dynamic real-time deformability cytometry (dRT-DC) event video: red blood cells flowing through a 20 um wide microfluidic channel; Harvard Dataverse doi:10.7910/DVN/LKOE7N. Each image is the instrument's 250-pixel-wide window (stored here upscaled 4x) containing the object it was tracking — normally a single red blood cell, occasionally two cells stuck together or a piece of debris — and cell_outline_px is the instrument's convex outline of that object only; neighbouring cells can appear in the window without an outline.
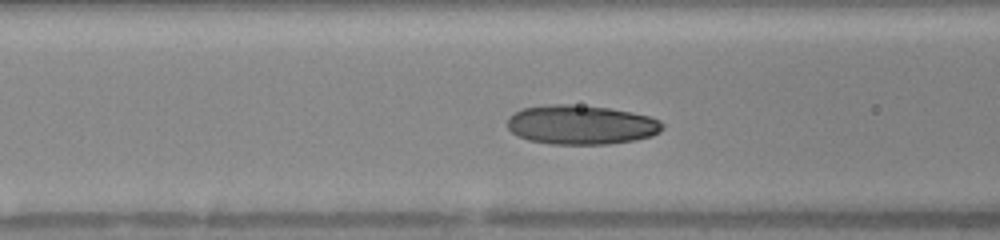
{"species": "human", "species_latin": "Homo sapiens", "temperature_condition": "warm", "stored_images_in_passage": 37, "camera_frame_rate_fps": 3000, "um_per_image_px": 0.085, "donor": {"sex": "female"}, "frame": {"image": 1, "passage_image": 14, "time_ms": 4.333, "image_size_px": [1000, 240], "cell_outline_px": [[664, 128], [660, 132], [652, 136], [636, 140], [608, 144], [552, 144], [528, 140], [516, 136], [508, 128], [508, 116], [524, 108], [552, 104], [572, 104], [608, 108], [632, 112], [648, 116], [660, 120], [664, 124]], "centroid_in_image_um": [49.41, 10.61], "position_along_channel_um": 117.2, "area_um2": 35.66}}
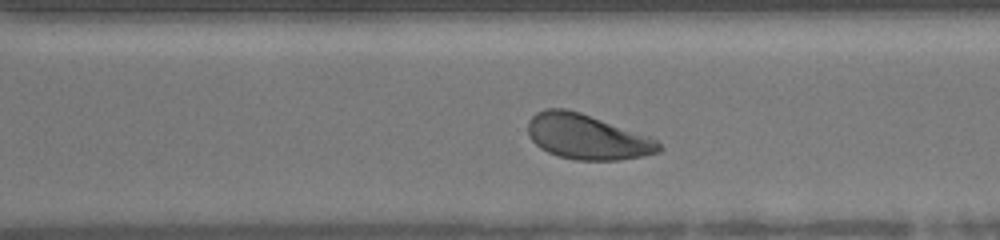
{"frame": {"image": 2, "passage_image": 29, "time_ms": 9.333, "image_size_px": [1000, 240], "cell_outline_px": [[664, 148], [660, 152], [644, 156], [616, 160], [576, 160], [556, 156], [540, 148], [528, 136], [528, 120], [536, 112], [544, 108], [568, 108], [580, 112], [648, 136], [656, 140]], "centroid_in_image_um": [49.87, 11.63], "position_along_channel_um": 320.7, "area_um2": 34.51}}
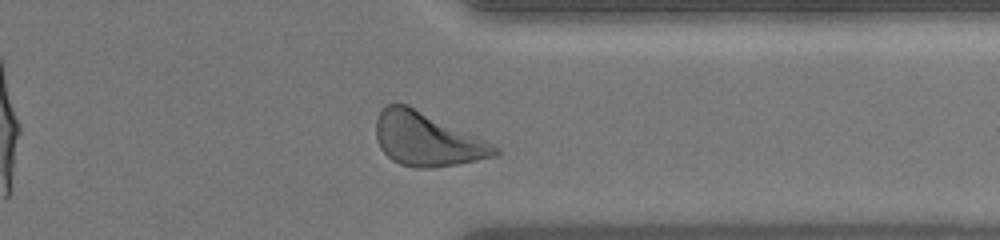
{"frame": {"image": 3, "passage_image": 33, "time_ms": 10.667, "image_size_px": [1000, 240], "cell_outline_px": [[500, 152], [496, 156], [456, 164], [432, 168], [416, 168], [400, 164], [392, 160], [380, 148], [376, 136], [376, 120], [380, 112], [388, 104], [408, 104], [476, 136], [500, 148]], "centroid_in_image_um": [36.28, 11.84], "position_along_channel_um": 375.1, "area_um2": 36.7}, "authors_computed_cell_mechanics": {"area_um2": 34.6222, "velocity_mm_per_s": 4.0794, "shape_relaxation_time_tau1_ms": 2.1541, "shape_relaxation_time_tau2_ms": 1.6879, "deformation_change_tau1": 0.1106, "deformation_change_tau2": 0.0644}}